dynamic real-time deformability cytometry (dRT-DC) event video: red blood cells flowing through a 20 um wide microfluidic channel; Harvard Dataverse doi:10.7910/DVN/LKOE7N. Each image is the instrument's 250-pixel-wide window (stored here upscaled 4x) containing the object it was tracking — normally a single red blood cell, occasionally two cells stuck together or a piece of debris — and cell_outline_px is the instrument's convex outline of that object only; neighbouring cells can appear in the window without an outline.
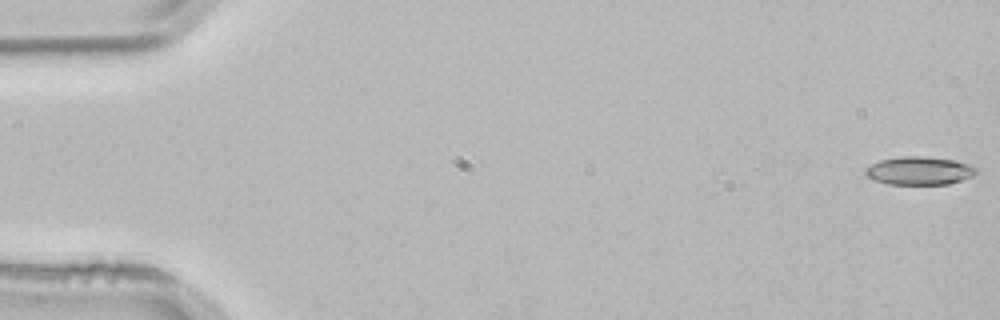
{"species": "common noctule bat (a hibernating species)", "species_latin": "Nyctalus noctula", "temperature_condition": "room temperature", "stored_images_in_passage": 3, "camera_frame_rate_fps": 3000, "um_per_image_px": 0.085, "animal": {"sex": "male", "body_mass_g": 21.5, "forearm_length_mm": 52.0}, "frame": {"image": 1, "passage_image": 1, "time_ms": 0.0, "image_size_px": [1000, 320], "cell_outline_px": [[980, 172], [972, 176], [948, 184], [888, 184], [872, 180], [864, 176], [864, 168], [880, 160], [900, 156], [924, 156], [956, 160], [972, 164]], "centroid_in_image_um": [78.13, 14.5], "position_along_channel_um": 6.9, "area_um2": 18.55}}
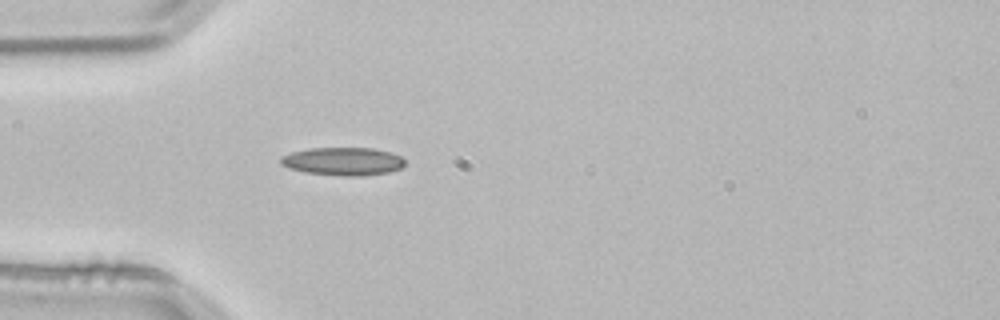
{"frame": {"image": 2, "passage_image": 3, "time_ms": 0.667, "image_size_px": [1000, 320], "cell_outline_px": [[404, 164], [400, 168], [388, 172], [364, 176], [340, 176], [304, 172], [288, 168], [280, 164], [280, 156], [292, 152], [312, 148], [372, 148], [388, 152], [400, 156], [404, 160]], "centroid_in_image_um": [29.11, 13.72], "position_along_channel_um": 55.9, "area_um2": 20.29}}